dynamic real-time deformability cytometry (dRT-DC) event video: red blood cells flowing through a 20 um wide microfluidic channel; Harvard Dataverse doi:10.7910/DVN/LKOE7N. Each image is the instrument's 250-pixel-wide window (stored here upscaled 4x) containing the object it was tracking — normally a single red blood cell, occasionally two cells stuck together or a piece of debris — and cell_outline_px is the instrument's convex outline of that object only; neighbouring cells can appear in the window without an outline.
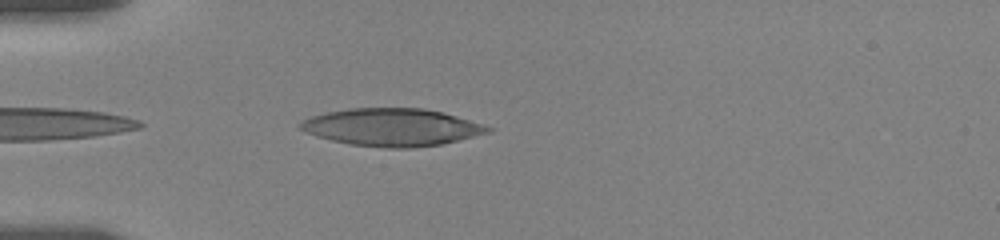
{"species": "human", "species_latin": "Homo sapiens", "temperature_condition": "room temperature", "stored_images_in_passage": 17, "camera_frame_rate_fps": 3000, "um_per_image_px": 0.085, "donor": {"sex": "female"}, "frame": {"image": 1, "passage_image": 3, "time_ms": 0.333, "image_size_px": [1000, 240], "cell_outline_px": [[492, 132], [440, 144], [408, 148], [388, 148], [352, 144], [332, 140], [308, 132], [300, 128], [300, 124], [304, 120], [312, 116], [328, 112], [348, 108], [424, 108], [456, 116], [484, 124], [492, 128]], "centroid_in_image_um": [33.36, 10.81], "position_along_channel_um": 51.6, "area_um2": 40.4}}
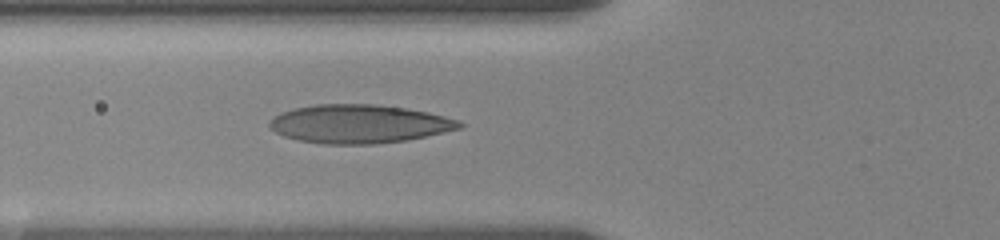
{"frame": {"image": 2, "passage_image": 11, "time_ms": 2.0, "image_size_px": [1000, 240], "cell_outline_px": [[464, 124], [460, 128], [408, 140], [372, 144], [324, 144], [300, 140], [284, 136], [276, 132], [268, 124], [276, 116], [284, 112], [296, 108], [316, 104], [372, 104], [404, 108], [428, 112], [444, 116], [456, 120]], "centroid_in_image_um": [30.54, 10.53], "position_along_channel_um": 95.3, "area_um2": 42.08}}
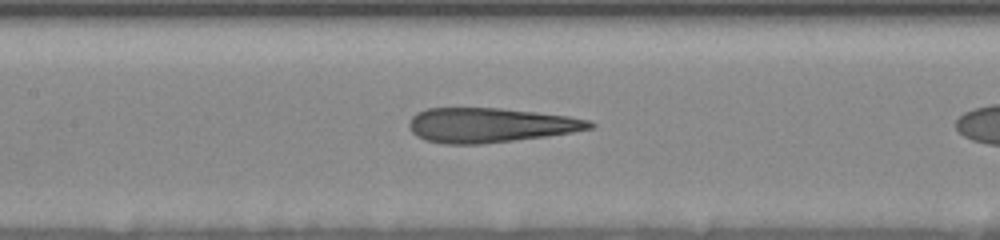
{"frame": {"image": 3, "passage_image": 14, "time_ms": 2.667, "image_size_px": [1000, 240], "cell_outline_px": [[596, 124], [592, 128], [572, 132], [548, 136], [480, 144], [448, 144], [424, 140], [416, 136], [412, 132], [408, 124], [412, 116], [416, 112], [428, 108], [500, 108], [536, 112], [568, 116], [592, 120]], "centroid_in_image_um": [41.66, 10.63], "position_along_channel_um": 165.7, "area_um2": 36.47}}